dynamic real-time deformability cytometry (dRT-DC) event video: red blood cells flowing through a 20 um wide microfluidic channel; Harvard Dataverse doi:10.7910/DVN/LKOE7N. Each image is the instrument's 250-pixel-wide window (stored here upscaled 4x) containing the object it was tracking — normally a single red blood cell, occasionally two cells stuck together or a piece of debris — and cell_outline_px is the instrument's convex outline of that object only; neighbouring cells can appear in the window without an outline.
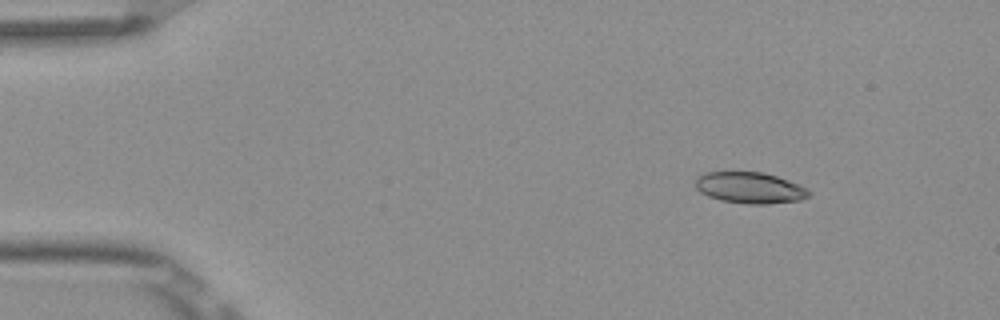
{"species": "Egyptian fruit bat (a non-hibernating species)", "species_latin": "Rousettus aegyptiacus", "temperature_condition": "room temperature", "stored_images_in_passage": 5, "camera_frame_rate_fps": 3000, "um_per_image_px": 0.085, "frame": {"image": 1, "passage_image": 2, "time_ms": 0.333, "image_size_px": [1000, 320], "cell_outline_px": [[812, 192], [808, 196], [800, 200], [768, 204], [748, 204], [720, 200], [708, 196], [700, 192], [696, 188], [696, 176], [704, 172], [764, 172], [788, 180]], "centroid_in_image_um": [63.7, 15.96], "position_along_channel_um": 21.3, "area_um2": 20.58}}
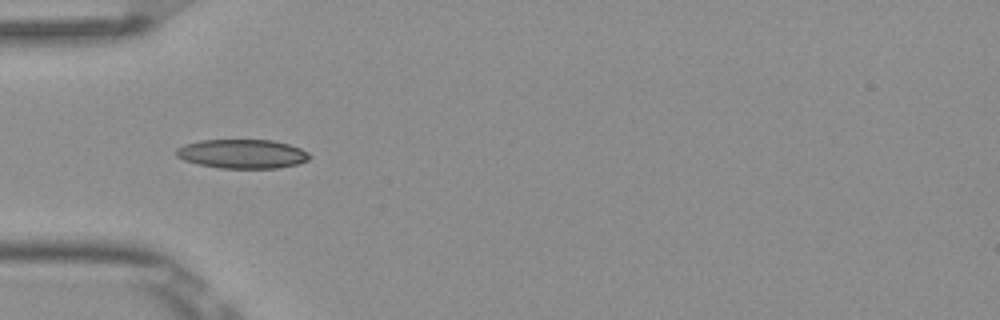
{"frame": {"image": 2, "passage_image": 5, "time_ms": 1.333, "image_size_px": [1000, 320], "cell_outline_px": [[312, 156], [308, 160], [296, 164], [276, 168], [220, 168], [200, 164], [184, 160], [176, 156], [176, 148], [184, 144], [200, 140], [272, 140], [288, 144], [300, 148], [308, 152]], "centroid_in_image_um": [20.59, 13.07], "position_along_channel_um": 64.4, "area_um2": 22.54}}